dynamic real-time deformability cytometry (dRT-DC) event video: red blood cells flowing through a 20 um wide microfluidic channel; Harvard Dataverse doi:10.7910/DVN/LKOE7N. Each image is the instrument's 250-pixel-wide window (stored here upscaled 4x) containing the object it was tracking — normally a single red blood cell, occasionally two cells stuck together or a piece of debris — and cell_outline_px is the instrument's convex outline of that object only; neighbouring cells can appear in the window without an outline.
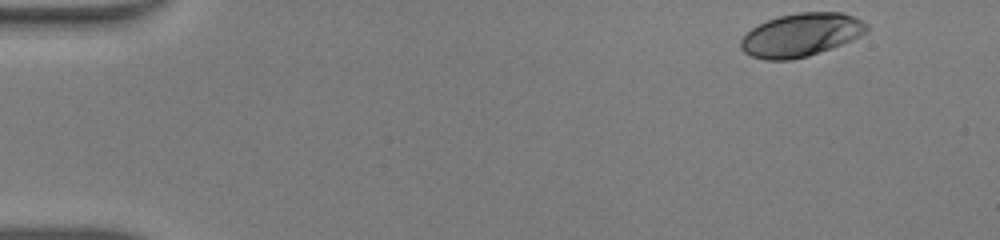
{"species": "human", "species_latin": "Homo sapiens", "temperature_condition": "warm", "stored_images_in_passage": 45, "camera_frame_rate_fps": 3000, "um_per_image_px": 0.085, "donor": {"sex": "male"}, "frame": {"image": 1, "passage_image": 1, "time_ms": 0.0, "image_size_px": [1000, 240], "cell_outline_px": [[868, 32], [852, 40], [832, 48], [808, 56], [792, 60], [764, 60], [752, 56], [744, 52], [740, 48], [740, 40], [752, 28], [768, 20], [780, 16], [800, 12], [840, 12], [856, 16], [868, 24]], "centroid_in_image_um": [68.12, 2.97], "position_along_channel_um": 16.9, "area_um2": 31.85}}
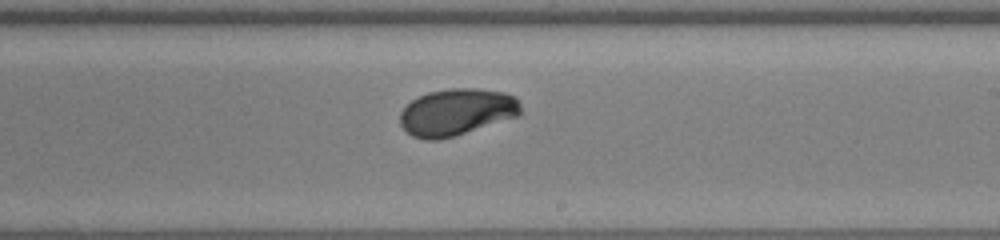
{"frame": {"image": 2, "passage_image": 26, "time_ms": 8.333, "image_size_px": [1000, 240], "cell_outline_px": [[524, 112], [520, 116], [440, 140], [424, 140], [412, 136], [400, 124], [400, 112], [412, 100], [428, 92], [448, 88], [476, 88], [504, 92], [516, 96]], "centroid_in_image_um": [38.86, 9.52], "position_along_channel_um": 250.1, "area_um2": 33.23}}
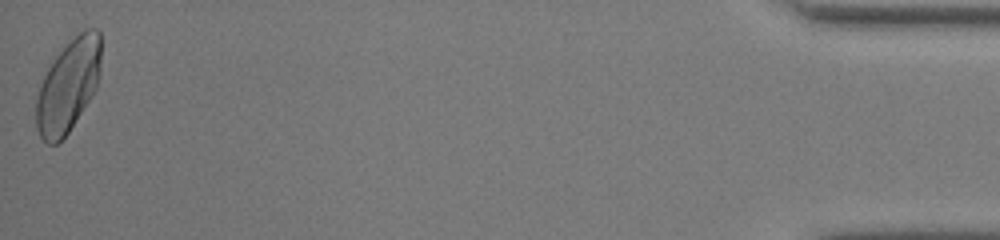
{"frame": {"image": 3, "passage_image": 45, "time_ms": 14.667, "image_size_px": [1000, 240], "cell_outline_px": [[100, 68], [96, 88], [92, 96], [68, 132], [56, 144], [48, 144], [40, 136], [36, 128], [36, 100], [44, 76], [52, 60], [84, 28], [96, 28], [100, 32]], "centroid_in_image_um": [5.8, 7.29], "position_along_channel_um": 429.4, "area_um2": 34.39}, "authors_computed_cell_mechanics": {"area_um2": 32.4836, "velocity_mm_per_s": 4.2888, "shape_relaxation_time_tau1_ms": 2.443, "shape_relaxation_time_tau2_ms": 2.2319, "deformation_change_tau1": 0.1494, "deformation_change_tau2": 0.0502}}